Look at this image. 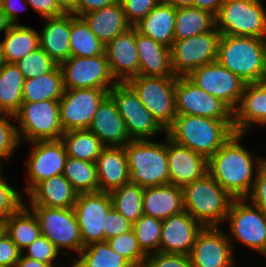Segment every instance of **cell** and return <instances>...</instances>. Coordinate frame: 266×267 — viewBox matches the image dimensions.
<instances>
[{"mask_svg":"<svg viewBox=\"0 0 266 267\" xmlns=\"http://www.w3.org/2000/svg\"><path fill=\"white\" fill-rule=\"evenodd\" d=\"M31 205L74 208L78 193L63 174L39 182L28 194Z\"/></svg>","mask_w":266,"mask_h":267,"instance_id":"obj_28","label":"cell"},{"mask_svg":"<svg viewBox=\"0 0 266 267\" xmlns=\"http://www.w3.org/2000/svg\"><path fill=\"white\" fill-rule=\"evenodd\" d=\"M13 23L9 20L7 14L3 11L0 6V33L8 31L12 27Z\"/></svg>","mask_w":266,"mask_h":267,"instance_id":"obj_59","label":"cell"},{"mask_svg":"<svg viewBox=\"0 0 266 267\" xmlns=\"http://www.w3.org/2000/svg\"><path fill=\"white\" fill-rule=\"evenodd\" d=\"M29 208L23 204L6 218V235L21 251L42 235L39 220Z\"/></svg>","mask_w":266,"mask_h":267,"instance_id":"obj_34","label":"cell"},{"mask_svg":"<svg viewBox=\"0 0 266 267\" xmlns=\"http://www.w3.org/2000/svg\"><path fill=\"white\" fill-rule=\"evenodd\" d=\"M143 267H193L189 255L153 253L147 255Z\"/></svg>","mask_w":266,"mask_h":267,"instance_id":"obj_48","label":"cell"},{"mask_svg":"<svg viewBox=\"0 0 266 267\" xmlns=\"http://www.w3.org/2000/svg\"><path fill=\"white\" fill-rule=\"evenodd\" d=\"M64 88H98L109 91L117 82L113 78L105 52L93 57H72L60 65Z\"/></svg>","mask_w":266,"mask_h":267,"instance_id":"obj_13","label":"cell"},{"mask_svg":"<svg viewBox=\"0 0 266 267\" xmlns=\"http://www.w3.org/2000/svg\"><path fill=\"white\" fill-rule=\"evenodd\" d=\"M6 233V219L0 217V238Z\"/></svg>","mask_w":266,"mask_h":267,"instance_id":"obj_61","label":"cell"},{"mask_svg":"<svg viewBox=\"0 0 266 267\" xmlns=\"http://www.w3.org/2000/svg\"><path fill=\"white\" fill-rule=\"evenodd\" d=\"M27 254H25V252ZM60 252L56 246L45 236L41 235L32 244L22 251V255L27 258L38 260L44 263L53 264Z\"/></svg>","mask_w":266,"mask_h":267,"instance_id":"obj_46","label":"cell"},{"mask_svg":"<svg viewBox=\"0 0 266 267\" xmlns=\"http://www.w3.org/2000/svg\"><path fill=\"white\" fill-rule=\"evenodd\" d=\"M20 144L23 137L29 142L59 140L64 131L60 121L59 100L22 103L14 114ZM23 136V137H22Z\"/></svg>","mask_w":266,"mask_h":267,"instance_id":"obj_7","label":"cell"},{"mask_svg":"<svg viewBox=\"0 0 266 267\" xmlns=\"http://www.w3.org/2000/svg\"><path fill=\"white\" fill-rule=\"evenodd\" d=\"M105 45L82 17L70 14V56L93 57L104 53Z\"/></svg>","mask_w":266,"mask_h":267,"instance_id":"obj_37","label":"cell"},{"mask_svg":"<svg viewBox=\"0 0 266 267\" xmlns=\"http://www.w3.org/2000/svg\"><path fill=\"white\" fill-rule=\"evenodd\" d=\"M224 0H194L193 7L207 11L216 16Z\"/></svg>","mask_w":266,"mask_h":267,"instance_id":"obj_56","label":"cell"},{"mask_svg":"<svg viewBox=\"0 0 266 267\" xmlns=\"http://www.w3.org/2000/svg\"><path fill=\"white\" fill-rule=\"evenodd\" d=\"M220 38V32L214 27L194 37L174 40L170 47L173 74L186 77L194 69L216 61Z\"/></svg>","mask_w":266,"mask_h":267,"instance_id":"obj_11","label":"cell"},{"mask_svg":"<svg viewBox=\"0 0 266 267\" xmlns=\"http://www.w3.org/2000/svg\"><path fill=\"white\" fill-rule=\"evenodd\" d=\"M215 16L197 7L176 8L175 40H182L211 31Z\"/></svg>","mask_w":266,"mask_h":267,"instance_id":"obj_36","label":"cell"},{"mask_svg":"<svg viewBox=\"0 0 266 267\" xmlns=\"http://www.w3.org/2000/svg\"><path fill=\"white\" fill-rule=\"evenodd\" d=\"M109 246L123 256L133 267H143L146 255L140 249L132 230L106 240Z\"/></svg>","mask_w":266,"mask_h":267,"instance_id":"obj_43","label":"cell"},{"mask_svg":"<svg viewBox=\"0 0 266 267\" xmlns=\"http://www.w3.org/2000/svg\"><path fill=\"white\" fill-rule=\"evenodd\" d=\"M266 39L221 35L217 61L245 83L258 82L263 74Z\"/></svg>","mask_w":266,"mask_h":267,"instance_id":"obj_4","label":"cell"},{"mask_svg":"<svg viewBox=\"0 0 266 267\" xmlns=\"http://www.w3.org/2000/svg\"><path fill=\"white\" fill-rule=\"evenodd\" d=\"M204 227L187 211L162 221L160 253L190 255L197 234Z\"/></svg>","mask_w":266,"mask_h":267,"instance_id":"obj_22","label":"cell"},{"mask_svg":"<svg viewBox=\"0 0 266 267\" xmlns=\"http://www.w3.org/2000/svg\"><path fill=\"white\" fill-rule=\"evenodd\" d=\"M176 8L161 0L143 19L134 25L137 32L168 48L175 40Z\"/></svg>","mask_w":266,"mask_h":267,"instance_id":"obj_27","label":"cell"},{"mask_svg":"<svg viewBox=\"0 0 266 267\" xmlns=\"http://www.w3.org/2000/svg\"><path fill=\"white\" fill-rule=\"evenodd\" d=\"M175 8H186L193 6L194 0H164Z\"/></svg>","mask_w":266,"mask_h":267,"instance_id":"obj_60","label":"cell"},{"mask_svg":"<svg viewBox=\"0 0 266 267\" xmlns=\"http://www.w3.org/2000/svg\"><path fill=\"white\" fill-rule=\"evenodd\" d=\"M184 210L203 227H219L225 222L234 198L207 173L182 188Z\"/></svg>","mask_w":266,"mask_h":267,"instance_id":"obj_3","label":"cell"},{"mask_svg":"<svg viewBox=\"0 0 266 267\" xmlns=\"http://www.w3.org/2000/svg\"><path fill=\"white\" fill-rule=\"evenodd\" d=\"M65 88L62 71L57 65L51 72L27 79L23 85L22 103L60 100Z\"/></svg>","mask_w":266,"mask_h":267,"instance_id":"obj_33","label":"cell"},{"mask_svg":"<svg viewBox=\"0 0 266 267\" xmlns=\"http://www.w3.org/2000/svg\"><path fill=\"white\" fill-rule=\"evenodd\" d=\"M109 91L98 88L65 90L59 100L63 131L88 129L94 114Z\"/></svg>","mask_w":266,"mask_h":267,"instance_id":"obj_16","label":"cell"},{"mask_svg":"<svg viewBox=\"0 0 266 267\" xmlns=\"http://www.w3.org/2000/svg\"><path fill=\"white\" fill-rule=\"evenodd\" d=\"M170 183L183 188L208 173V159L165 137Z\"/></svg>","mask_w":266,"mask_h":267,"instance_id":"obj_20","label":"cell"},{"mask_svg":"<svg viewBox=\"0 0 266 267\" xmlns=\"http://www.w3.org/2000/svg\"><path fill=\"white\" fill-rule=\"evenodd\" d=\"M24 82L15 63H0V112L14 115L20 109Z\"/></svg>","mask_w":266,"mask_h":267,"instance_id":"obj_35","label":"cell"},{"mask_svg":"<svg viewBox=\"0 0 266 267\" xmlns=\"http://www.w3.org/2000/svg\"><path fill=\"white\" fill-rule=\"evenodd\" d=\"M15 65L22 72L25 80L47 74L57 66L41 47L25 55Z\"/></svg>","mask_w":266,"mask_h":267,"instance_id":"obj_44","label":"cell"},{"mask_svg":"<svg viewBox=\"0 0 266 267\" xmlns=\"http://www.w3.org/2000/svg\"><path fill=\"white\" fill-rule=\"evenodd\" d=\"M63 141L67 156L95 163L106 147L100 139L88 129L70 130L63 133Z\"/></svg>","mask_w":266,"mask_h":267,"instance_id":"obj_38","label":"cell"},{"mask_svg":"<svg viewBox=\"0 0 266 267\" xmlns=\"http://www.w3.org/2000/svg\"><path fill=\"white\" fill-rule=\"evenodd\" d=\"M124 149L130 173L129 182L143 188L170 183L166 142L131 140Z\"/></svg>","mask_w":266,"mask_h":267,"instance_id":"obj_5","label":"cell"},{"mask_svg":"<svg viewBox=\"0 0 266 267\" xmlns=\"http://www.w3.org/2000/svg\"><path fill=\"white\" fill-rule=\"evenodd\" d=\"M136 46L139 56V75L175 76L171 66L170 48L141 35L137 30Z\"/></svg>","mask_w":266,"mask_h":267,"instance_id":"obj_31","label":"cell"},{"mask_svg":"<svg viewBox=\"0 0 266 267\" xmlns=\"http://www.w3.org/2000/svg\"><path fill=\"white\" fill-rule=\"evenodd\" d=\"M105 229L104 232V241L109 238L121 235L133 229V223L130 222L125 216L121 213H118L114 207H112L104 220Z\"/></svg>","mask_w":266,"mask_h":267,"instance_id":"obj_50","label":"cell"},{"mask_svg":"<svg viewBox=\"0 0 266 267\" xmlns=\"http://www.w3.org/2000/svg\"><path fill=\"white\" fill-rule=\"evenodd\" d=\"M76 1L77 0H54L57 7L64 14H72L75 11Z\"/></svg>","mask_w":266,"mask_h":267,"instance_id":"obj_58","label":"cell"},{"mask_svg":"<svg viewBox=\"0 0 266 267\" xmlns=\"http://www.w3.org/2000/svg\"><path fill=\"white\" fill-rule=\"evenodd\" d=\"M234 250L220 227H204L197 234L189 256L193 267H234Z\"/></svg>","mask_w":266,"mask_h":267,"instance_id":"obj_19","label":"cell"},{"mask_svg":"<svg viewBox=\"0 0 266 267\" xmlns=\"http://www.w3.org/2000/svg\"><path fill=\"white\" fill-rule=\"evenodd\" d=\"M215 27L221 35L266 39V10L261 0H224Z\"/></svg>","mask_w":266,"mask_h":267,"instance_id":"obj_6","label":"cell"},{"mask_svg":"<svg viewBox=\"0 0 266 267\" xmlns=\"http://www.w3.org/2000/svg\"><path fill=\"white\" fill-rule=\"evenodd\" d=\"M18 1L20 0H3V4H2V8L3 11L7 14L9 20L13 23V24H18V12L20 13L21 10H25L26 7H28L29 5L26 3V0H21V2L23 1L24 5L26 4V6L22 9L17 8L18 6L16 5L18 3ZM19 4V3H18Z\"/></svg>","mask_w":266,"mask_h":267,"instance_id":"obj_55","label":"cell"},{"mask_svg":"<svg viewBox=\"0 0 266 267\" xmlns=\"http://www.w3.org/2000/svg\"><path fill=\"white\" fill-rule=\"evenodd\" d=\"M246 199L266 215V162L259 169L253 188Z\"/></svg>","mask_w":266,"mask_h":267,"instance_id":"obj_51","label":"cell"},{"mask_svg":"<svg viewBox=\"0 0 266 267\" xmlns=\"http://www.w3.org/2000/svg\"><path fill=\"white\" fill-rule=\"evenodd\" d=\"M143 193V187L128 182L112 190L110 196L115 210L134 224L143 215Z\"/></svg>","mask_w":266,"mask_h":267,"instance_id":"obj_41","label":"cell"},{"mask_svg":"<svg viewBox=\"0 0 266 267\" xmlns=\"http://www.w3.org/2000/svg\"><path fill=\"white\" fill-rule=\"evenodd\" d=\"M37 216L41 233L56 248H64L80 253L83 249L82 238L73 208H50L40 205L30 206Z\"/></svg>","mask_w":266,"mask_h":267,"instance_id":"obj_12","label":"cell"},{"mask_svg":"<svg viewBox=\"0 0 266 267\" xmlns=\"http://www.w3.org/2000/svg\"><path fill=\"white\" fill-rule=\"evenodd\" d=\"M88 130L106 147L125 146L131 141L124 119L109 95L99 105Z\"/></svg>","mask_w":266,"mask_h":267,"instance_id":"obj_23","label":"cell"},{"mask_svg":"<svg viewBox=\"0 0 266 267\" xmlns=\"http://www.w3.org/2000/svg\"><path fill=\"white\" fill-rule=\"evenodd\" d=\"M2 160L0 159V174L2 173V168H3V165H2Z\"/></svg>","mask_w":266,"mask_h":267,"instance_id":"obj_64","label":"cell"},{"mask_svg":"<svg viewBox=\"0 0 266 267\" xmlns=\"http://www.w3.org/2000/svg\"><path fill=\"white\" fill-rule=\"evenodd\" d=\"M109 96L116 104L119 114L124 119L127 133L131 140H150L151 136L166 130L156 121L140 101L138 94L128 83H116Z\"/></svg>","mask_w":266,"mask_h":267,"instance_id":"obj_10","label":"cell"},{"mask_svg":"<svg viewBox=\"0 0 266 267\" xmlns=\"http://www.w3.org/2000/svg\"><path fill=\"white\" fill-rule=\"evenodd\" d=\"M260 80H266V51H265V57H264V69L263 74Z\"/></svg>","mask_w":266,"mask_h":267,"instance_id":"obj_62","label":"cell"},{"mask_svg":"<svg viewBox=\"0 0 266 267\" xmlns=\"http://www.w3.org/2000/svg\"><path fill=\"white\" fill-rule=\"evenodd\" d=\"M99 191L110 193L129 182L124 146L105 147L95 161Z\"/></svg>","mask_w":266,"mask_h":267,"instance_id":"obj_25","label":"cell"},{"mask_svg":"<svg viewBox=\"0 0 266 267\" xmlns=\"http://www.w3.org/2000/svg\"><path fill=\"white\" fill-rule=\"evenodd\" d=\"M225 221H229L231 232L226 235L233 248L235 240L258 253H266V215L256 205L246 198H234Z\"/></svg>","mask_w":266,"mask_h":267,"instance_id":"obj_9","label":"cell"},{"mask_svg":"<svg viewBox=\"0 0 266 267\" xmlns=\"http://www.w3.org/2000/svg\"><path fill=\"white\" fill-rule=\"evenodd\" d=\"M161 0H120L128 22L134 26Z\"/></svg>","mask_w":266,"mask_h":267,"instance_id":"obj_49","label":"cell"},{"mask_svg":"<svg viewBox=\"0 0 266 267\" xmlns=\"http://www.w3.org/2000/svg\"><path fill=\"white\" fill-rule=\"evenodd\" d=\"M2 4H3V0H0V6H2Z\"/></svg>","mask_w":266,"mask_h":267,"instance_id":"obj_65","label":"cell"},{"mask_svg":"<svg viewBox=\"0 0 266 267\" xmlns=\"http://www.w3.org/2000/svg\"><path fill=\"white\" fill-rule=\"evenodd\" d=\"M21 193L4 180L3 173L0 174V217L8 218L24 204Z\"/></svg>","mask_w":266,"mask_h":267,"instance_id":"obj_47","label":"cell"},{"mask_svg":"<svg viewBox=\"0 0 266 267\" xmlns=\"http://www.w3.org/2000/svg\"><path fill=\"white\" fill-rule=\"evenodd\" d=\"M108 65L117 83H127L139 75V56L136 46V28L117 35L105 45Z\"/></svg>","mask_w":266,"mask_h":267,"instance_id":"obj_21","label":"cell"},{"mask_svg":"<svg viewBox=\"0 0 266 267\" xmlns=\"http://www.w3.org/2000/svg\"><path fill=\"white\" fill-rule=\"evenodd\" d=\"M116 1L117 0H77L75 11L72 14L81 17L86 13L109 6Z\"/></svg>","mask_w":266,"mask_h":267,"instance_id":"obj_54","label":"cell"},{"mask_svg":"<svg viewBox=\"0 0 266 267\" xmlns=\"http://www.w3.org/2000/svg\"><path fill=\"white\" fill-rule=\"evenodd\" d=\"M177 76L137 75L127 83L138 94L140 101L156 121L167 130L177 116L175 83Z\"/></svg>","mask_w":266,"mask_h":267,"instance_id":"obj_8","label":"cell"},{"mask_svg":"<svg viewBox=\"0 0 266 267\" xmlns=\"http://www.w3.org/2000/svg\"><path fill=\"white\" fill-rule=\"evenodd\" d=\"M63 175L78 194L99 192L95 163L68 157Z\"/></svg>","mask_w":266,"mask_h":267,"instance_id":"obj_40","label":"cell"},{"mask_svg":"<svg viewBox=\"0 0 266 267\" xmlns=\"http://www.w3.org/2000/svg\"><path fill=\"white\" fill-rule=\"evenodd\" d=\"M30 154L25 162L27 167L26 195L43 180L63 174L68 158L66 147L59 140H37L31 142Z\"/></svg>","mask_w":266,"mask_h":267,"instance_id":"obj_17","label":"cell"},{"mask_svg":"<svg viewBox=\"0 0 266 267\" xmlns=\"http://www.w3.org/2000/svg\"><path fill=\"white\" fill-rule=\"evenodd\" d=\"M39 44L57 65L66 61L70 57V14L46 18Z\"/></svg>","mask_w":266,"mask_h":267,"instance_id":"obj_29","label":"cell"},{"mask_svg":"<svg viewBox=\"0 0 266 267\" xmlns=\"http://www.w3.org/2000/svg\"><path fill=\"white\" fill-rule=\"evenodd\" d=\"M266 92V80H259L257 82Z\"/></svg>","mask_w":266,"mask_h":267,"instance_id":"obj_63","label":"cell"},{"mask_svg":"<svg viewBox=\"0 0 266 267\" xmlns=\"http://www.w3.org/2000/svg\"><path fill=\"white\" fill-rule=\"evenodd\" d=\"M81 17L104 45L132 27L124 14L120 0Z\"/></svg>","mask_w":266,"mask_h":267,"instance_id":"obj_30","label":"cell"},{"mask_svg":"<svg viewBox=\"0 0 266 267\" xmlns=\"http://www.w3.org/2000/svg\"><path fill=\"white\" fill-rule=\"evenodd\" d=\"M142 203L144 215L162 221L184 211L182 188L171 183L144 188Z\"/></svg>","mask_w":266,"mask_h":267,"instance_id":"obj_26","label":"cell"},{"mask_svg":"<svg viewBox=\"0 0 266 267\" xmlns=\"http://www.w3.org/2000/svg\"><path fill=\"white\" fill-rule=\"evenodd\" d=\"M71 258L74 262L70 267H133L107 241L89 244L81 250L77 258Z\"/></svg>","mask_w":266,"mask_h":267,"instance_id":"obj_39","label":"cell"},{"mask_svg":"<svg viewBox=\"0 0 266 267\" xmlns=\"http://www.w3.org/2000/svg\"><path fill=\"white\" fill-rule=\"evenodd\" d=\"M254 125H266V92L257 83H246L241 100L233 111L235 133L248 134Z\"/></svg>","mask_w":266,"mask_h":267,"instance_id":"obj_24","label":"cell"},{"mask_svg":"<svg viewBox=\"0 0 266 267\" xmlns=\"http://www.w3.org/2000/svg\"><path fill=\"white\" fill-rule=\"evenodd\" d=\"M186 78L198 88L219 98L232 111L237 108L246 85L217 60L194 69Z\"/></svg>","mask_w":266,"mask_h":267,"instance_id":"obj_14","label":"cell"},{"mask_svg":"<svg viewBox=\"0 0 266 267\" xmlns=\"http://www.w3.org/2000/svg\"><path fill=\"white\" fill-rule=\"evenodd\" d=\"M133 231L140 249L146 256L159 252L162 220L143 214L133 224Z\"/></svg>","mask_w":266,"mask_h":267,"instance_id":"obj_42","label":"cell"},{"mask_svg":"<svg viewBox=\"0 0 266 267\" xmlns=\"http://www.w3.org/2000/svg\"><path fill=\"white\" fill-rule=\"evenodd\" d=\"M113 207L110 193H80L74 205V213L80 229L83 248L104 241L105 218Z\"/></svg>","mask_w":266,"mask_h":267,"instance_id":"obj_18","label":"cell"},{"mask_svg":"<svg viewBox=\"0 0 266 267\" xmlns=\"http://www.w3.org/2000/svg\"><path fill=\"white\" fill-rule=\"evenodd\" d=\"M9 118L14 120V115L0 112V159L6 160H9L15 149L20 146L16 124Z\"/></svg>","mask_w":266,"mask_h":267,"instance_id":"obj_45","label":"cell"},{"mask_svg":"<svg viewBox=\"0 0 266 267\" xmlns=\"http://www.w3.org/2000/svg\"><path fill=\"white\" fill-rule=\"evenodd\" d=\"M56 266H59V265L55 263L49 264V263H44L38 260L30 259L22 254L16 264V267H56Z\"/></svg>","mask_w":266,"mask_h":267,"instance_id":"obj_57","label":"cell"},{"mask_svg":"<svg viewBox=\"0 0 266 267\" xmlns=\"http://www.w3.org/2000/svg\"><path fill=\"white\" fill-rule=\"evenodd\" d=\"M21 254L22 251L5 233L0 238V265L16 267Z\"/></svg>","mask_w":266,"mask_h":267,"instance_id":"obj_52","label":"cell"},{"mask_svg":"<svg viewBox=\"0 0 266 267\" xmlns=\"http://www.w3.org/2000/svg\"><path fill=\"white\" fill-rule=\"evenodd\" d=\"M244 135L235 133L208 159V173L233 198H246L250 194L258 171L266 162V158L255 159L242 146Z\"/></svg>","mask_w":266,"mask_h":267,"instance_id":"obj_1","label":"cell"},{"mask_svg":"<svg viewBox=\"0 0 266 267\" xmlns=\"http://www.w3.org/2000/svg\"><path fill=\"white\" fill-rule=\"evenodd\" d=\"M235 134L233 121L177 115L166 135L176 143L209 159Z\"/></svg>","mask_w":266,"mask_h":267,"instance_id":"obj_2","label":"cell"},{"mask_svg":"<svg viewBox=\"0 0 266 267\" xmlns=\"http://www.w3.org/2000/svg\"><path fill=\"white\" fill-rule=\"evenodd\" d=\"M175 102L177 115L233 121V111L225 103L198 88L186 77L176 79Z\"/></svg>","mask_w":266,"mask_h":267,"instance_id":"obj_15","label":"cell"},{"mask_svg":"<svg viewBox=\"0 0 266 267\" xmlns=\"http://www.w3.org/2000/svg\"><path fill=\"white\" fill-rule=\"evenodd\" d=\"M26 3L44 19L58 17L64 14L57 7L54 0H26Z\"/></svg>","mask_w":266,"mask_h":267,"instance_id":"obj_53","label":"cell"},{"mask_svg":"<svg viewBox=\"0 0 266 267\" xmlns=\"http://www.w3.org/2000/svg\"><path fill=\"white\" fill-rule=\"evenodd\" d=\"M40 47L39 32L30 26L13 24L0 41L1 62L16 63Z\"/></svg>","mask_w":266,"mask_h":267,"instance_id":"obj_32","label":"cell"}]
</instances>
